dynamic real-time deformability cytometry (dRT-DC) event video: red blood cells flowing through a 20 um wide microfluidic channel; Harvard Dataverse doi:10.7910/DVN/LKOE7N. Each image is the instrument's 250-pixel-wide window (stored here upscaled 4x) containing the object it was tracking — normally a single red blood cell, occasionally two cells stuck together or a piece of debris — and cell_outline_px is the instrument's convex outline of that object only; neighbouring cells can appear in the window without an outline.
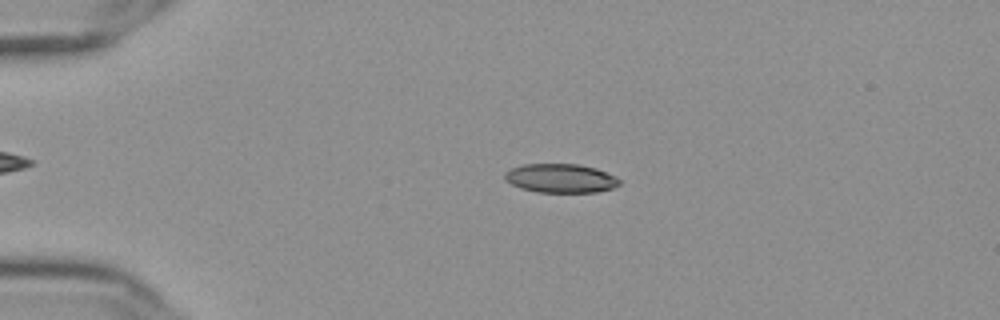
{"species": "Egyptian fruit bat (a non-hibernating species)", "species_latin": "Rousettus aegyptiacus", "temperature_condition": "cold", "stored_images_in_passage": 56, "camera_frame_rate_fps": 3000, "um_per_image_px": 0.085, "frame": {"image": 1, "passage_image": 13, "time_ms": 4.0, "image_size_px": [1000, 320], "cell_outline_px": [[620, 184], [612, 188], [596, 192], [536, 192], [520, 188], [504, 180], [504, 172], [512, 168], [524, 164], [580, 164], [596, 168], [616, 176], [620, 180]], "centroid_in_image_um": [47.65, 15.15], "position_along_channel_um": 37.4, "area_um2": 19.42}}
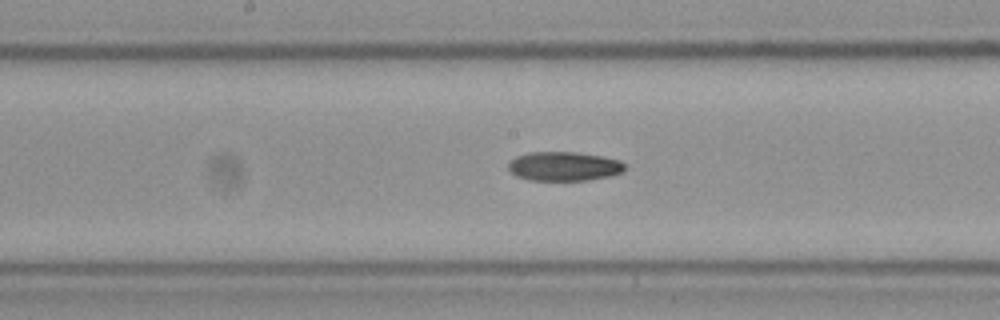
{"frame": {"image": 2, "passage_image": 30, "time_ms": 9.667, "image_size_px": [1000, 320], "cell_outline_px": [[624, 172], [608, 176], [588, 180], [528, 180], [516, 176], [508, 168], [508, 164], [516, 156], [528, 152], [576, 152], [600, 156], [620, 160], [624, 164]], "centroid_in_image_um": [47.92, 14.13], "position_along_channel_um": 200.3, "area_um2": 19.71}}
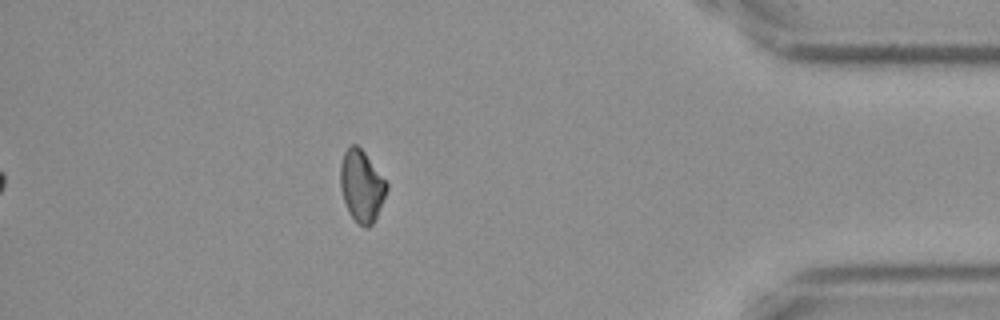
{"frame": {"image": 3, "passage_image": 50, "time_ms": 16.333, "image_size_px": [1000, 320], "cell_outline_px": [[388, 188], [376, 216], [372, 224], [368, 228], [364, 228], [348, 212], [340, 188], [340, 164], [344, 152], [352, 144], [356, 144], [364, 152], [388, 184]], "centroid_in_image_um": [30.72, 15.8], "position_along_channel_um": 404.5, "area_um2": 19.02}, "authors_computed_cell_mechanics": {"area_um2": 19.7965, "velocity_mm_per_s": 3.6302, "shape_relaxation_time_tau1_ms": null, "shape_relaxation_time_tau2_ms": 7.8227, "deformation_change_tau1": null, "deformation_change_tau2": 0.1216}}